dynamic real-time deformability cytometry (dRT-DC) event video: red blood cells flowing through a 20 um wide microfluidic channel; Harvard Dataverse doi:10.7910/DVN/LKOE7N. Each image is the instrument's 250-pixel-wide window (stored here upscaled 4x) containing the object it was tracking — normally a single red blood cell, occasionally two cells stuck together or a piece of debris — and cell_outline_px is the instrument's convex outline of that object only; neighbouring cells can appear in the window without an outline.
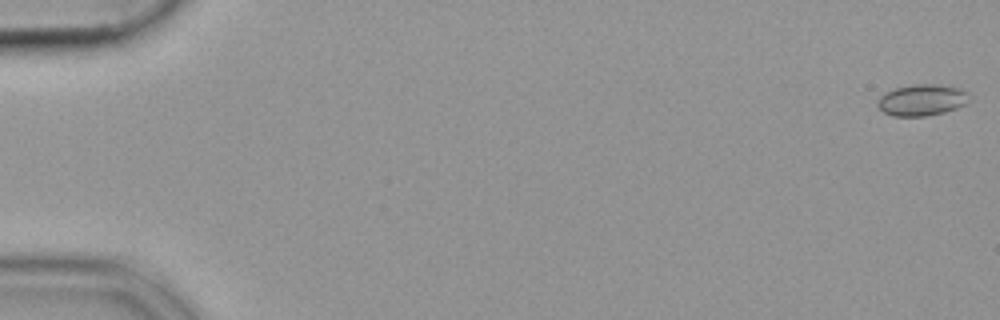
{"species": "common noctule bat (a hibernating species)", "species_latin": "Nyctalus noctula", "temperature_condition": "cold", "stored_images_in_passage": 51, "camera_frame_rate_fps": 3000, "um_per_image_px": 0.085, "animal": {"sex": "female", "body_mass_g": 19.9}, "frame": {"image": 1, "passage_image": 1, "time_ms": 0.0, "image_size_px": [1000, 320], "cell_outline_px": [[968, 92], [964, 104], [956, 108], [944, 112], [924, 116], [892, 116], [884, 112], [876, 104], [876, 100], [880, 96], [896, 88], [916, 84], [936, 84], [960, 88]], "centroid_in_image_um": [78.32, 8.5], "position_along_channel_um": 6.7, "area_um2": 16.47}}
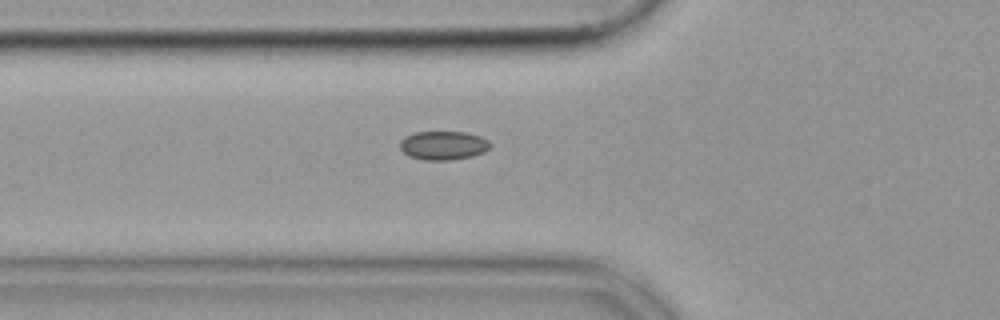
{"frame": {"image": 2, "passage_image": 20, "time_ms": 6.333, "image_size_px": [1000, 320], "cell_outline_px": [[492, 144], [484, 152], [472, 156], [452, 160], [424, 160], [408, 156], [400, 148], [400, 140], [404, 136], [416, 132], [464, 132], [480, 136], [488, 140]], "centroid_in_image_um": [37.67, 12.36], "position_along_channel_um": 88.1, "area_um2": 15.2}}
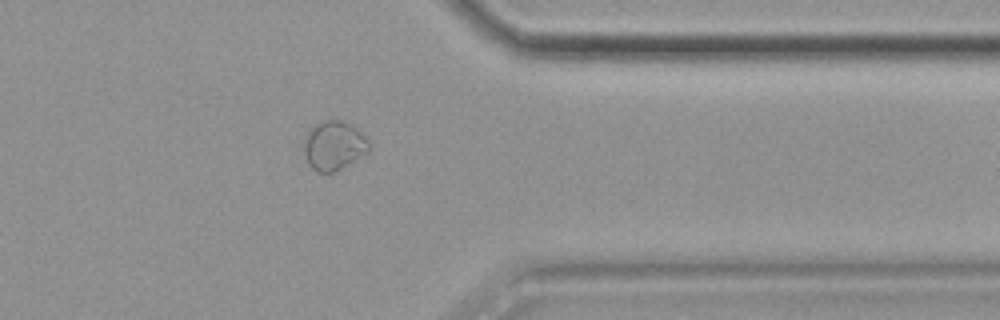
{"frame": {"image": 3, "passage_image": 44, "time_ms": 14.333, "image_size_px": [1000, 320], "cell_outline_px": [[372, 144], [368, 152], [340, 168], [332, 172], [316, 172], [308, 164], [304, 152], [304, 136], [308, 128], [324, 120], [344, 120], [356, 128]], "centroid_in_image_um": [28.36, 12.35], "position_along_channel_um": 383.0, "area_um2": 18.67}}